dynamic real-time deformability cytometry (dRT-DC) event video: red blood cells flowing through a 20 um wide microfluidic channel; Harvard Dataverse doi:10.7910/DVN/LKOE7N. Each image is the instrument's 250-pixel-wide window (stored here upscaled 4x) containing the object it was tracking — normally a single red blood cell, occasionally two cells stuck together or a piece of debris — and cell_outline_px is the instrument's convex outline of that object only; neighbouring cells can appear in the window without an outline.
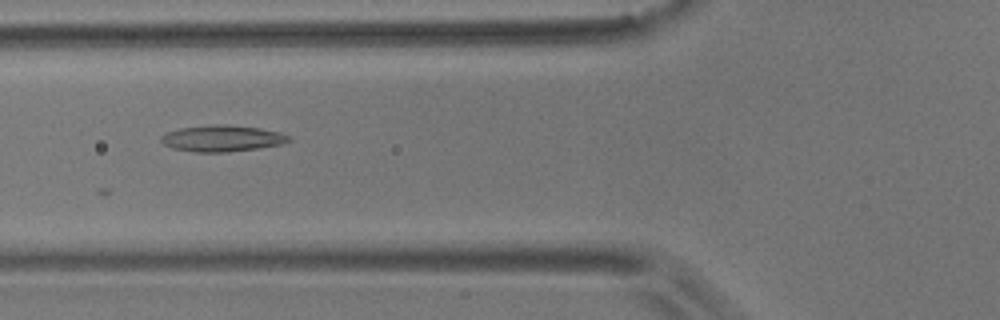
{"species": "common noctule bat (a hibernating species)", "species_latin": "Nyctalus noctula", "temperature_condition": "room temperature", "stored_images_in_passage": 7, "camera_frame_rate_fps": 3000, "um_per_image_px": 0.085, "animal": {"sex": "male", "body_mass_g": 17.9}, "frame": {"image": 1, "passage_image": 4, "time_ms": 1.0, "image_size_px": [1000, 320], "cell_outline_px": [[292, 140], [280, 144], [256, 148], [228, 152], [196, 152], [172, 148], [164, 144], [160, 140], [160, 136], [164, 132], [180, 128], [216, 124], [224, 124], [260, 128], [280, 132], [288, 136]], "centroid_in_image_um": [18.83, 11.76], "position_along_channel_um": 107.0, "area_um2": 19.54}}
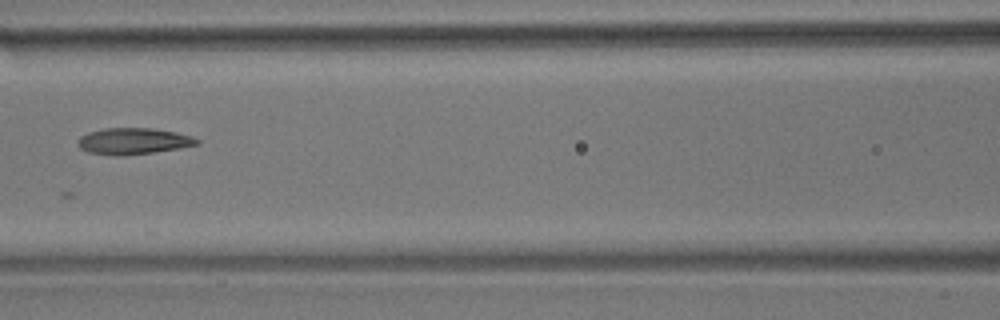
{"frame": {"image": 2, "passage_image": 5, "time_ms": 1.333, "image_size_px": [1000, 320], "cell_outline_px": [[200, 144], [180, 148], [124, 156], [112, 156], [88, 152], [80, 148], [76, 144], [80, 136], [88, 132], [104, 128], [152, 128], [176, 132], [192, 136], [200, 140]], "centroid_in_image_um": [11.32, 12.0], "position_along_channel_um": 155.3, "area_um2": 18.5}}
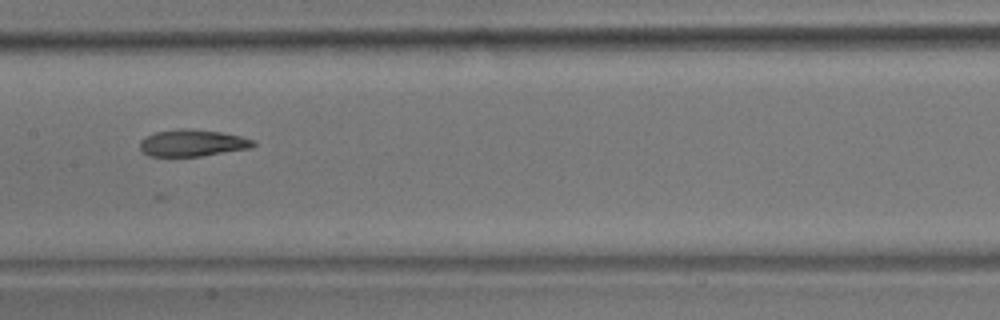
{"frame": {"image": 3, "passage_image": 6, "time_ms": 1.667, "image_size_px": [1000, 320], "cell_outline_px": [[256, 144], [252, 148], [200, 156], [148, 156], [140, 148], [140, 140], [156, 132], [180, 128], [184, 128], [220, 132], [240, 136], [256, 140]], "centroid_in_image_um": [16.39, 12.15], "position_along_channel_um": 191.0, "area_um2": 17.63}}